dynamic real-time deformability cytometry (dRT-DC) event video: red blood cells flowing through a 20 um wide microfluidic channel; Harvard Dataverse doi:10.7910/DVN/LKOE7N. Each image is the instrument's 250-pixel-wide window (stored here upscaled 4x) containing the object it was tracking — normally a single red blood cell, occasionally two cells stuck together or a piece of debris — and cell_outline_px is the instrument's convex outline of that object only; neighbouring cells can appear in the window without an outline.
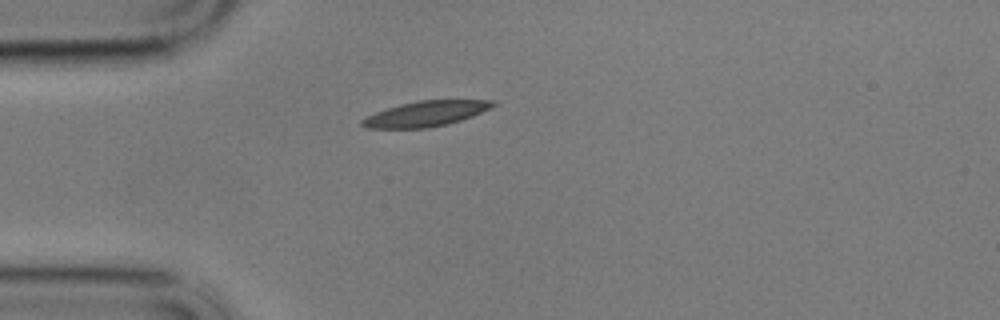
{"species": "common noctule bat (a hibernating species)", "species_latin": "Nyctalus noctula", "temperature_condition": "cold", "stored_images_in_passage": 28, "camera_frame_rate_fps": 3000, "um_per_image_px": 0.085, "animal": {"sex": "male", "body_mass_g": 17.9}, "frame": {"image": 1, "passage_image": 1, "time_ms": 0.0, "image_size_px": [1000, 320], "cell_outline_px": [[496, 104], [472, 116], [448, 124], [428, 128], [368, 128], [360, 124], [360, 120], [376, 112], [400, 104], [420, 100], [496, 100]], "centroid_in_image_um": [36.18, 9.67], "position_along_channel_um": 48.8, "area_um2": 19.07}}
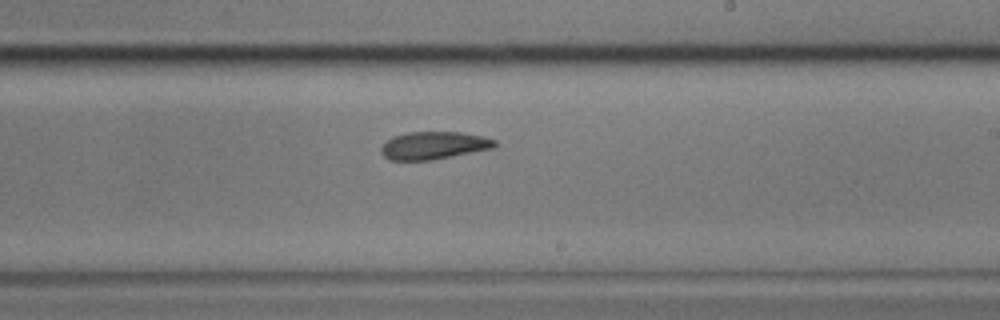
{"frame": {"image": 2, "passage_image": 20, "time_ms": 6.333, "image_size_px": [1000, 320], "cell_outline_px": [[496, 148], [432, 160], [388, 160], [380, 152], [380, 148], [392, 136], [408, 132], [460, 132], [484, 136], [496, 140]], "centroid_in_image_um": [36.89, 12.36], "position_along_channel_um": 252.1, "area_um2": 18.5}}
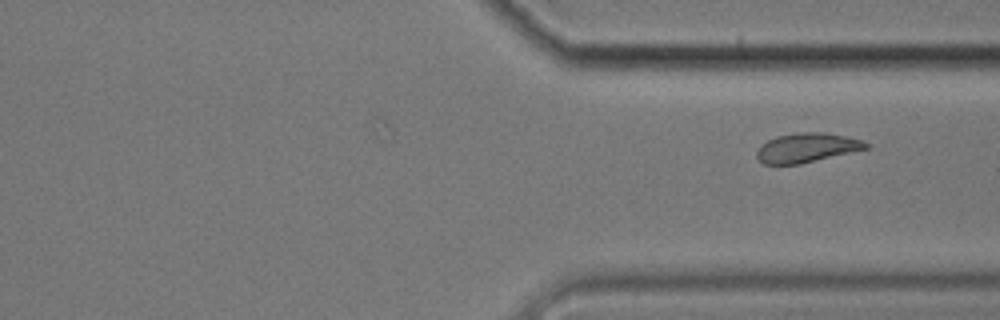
{"frame": {"image": 3, "passage_image": 28, "time_ms": 9.0, "image_size_px": [1000, 320], "cell_outline_px": [[868, 148], [800, 164], [764, 164], [756, 156], [756, 152], [760, 144], [776, 136], [796, 132], [824, 132], [844, 136], [860, 140], [868, 144]], "centroid_in_image_um": [68.52, 12.55], "position_along_channel_um": 342.9, "area_um2": 18.5}}